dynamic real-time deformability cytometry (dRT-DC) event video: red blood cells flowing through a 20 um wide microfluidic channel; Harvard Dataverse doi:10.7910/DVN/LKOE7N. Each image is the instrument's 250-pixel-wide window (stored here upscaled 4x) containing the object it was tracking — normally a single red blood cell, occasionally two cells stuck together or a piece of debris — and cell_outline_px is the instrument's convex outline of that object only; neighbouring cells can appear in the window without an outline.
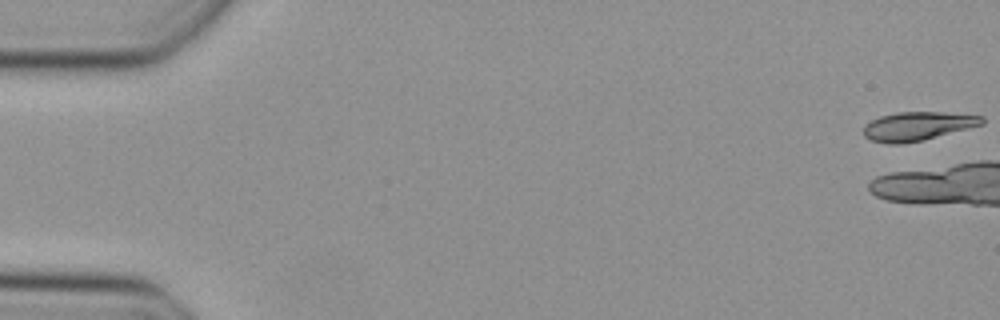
{"species": "Egyptian fruit bat (a non-hibernating species)", "species_latin": "Rousettus aegyptiacus", "temperature_condition": "cold", "stored_images_in_passage": 5, "camera_frame_rate_fps": 3000, "um_per_image_px": 0.085, "animal": {"sex": "female"}, "frame": {"image": 1, "passage_image": 1, "time_ms": 0.0, "image_size_px": [1000, 320], "cell_outline_px": [[984, 124], [924, 140], [900, 144], [888, 144], [872, 140], [864, 136], [864, 124], [880, 116], [896, 112], [944, 112], [984, 116]], "centroid_in_image_um": [78.0, 10.72], "position_along_channel_um": 7.0, "area_um2": 19.88}}